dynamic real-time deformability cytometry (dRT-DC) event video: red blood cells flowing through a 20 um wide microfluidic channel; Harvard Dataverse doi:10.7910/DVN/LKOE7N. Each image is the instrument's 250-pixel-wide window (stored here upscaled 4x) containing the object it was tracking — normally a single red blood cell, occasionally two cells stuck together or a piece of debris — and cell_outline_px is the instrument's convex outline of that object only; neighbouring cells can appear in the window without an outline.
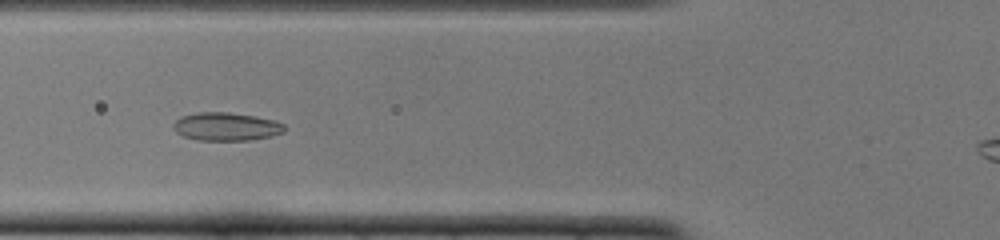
{"species": "common noctule bat (a hibernating species)", "species_latin": "Nyctalus noctula", "temperature_condition": "cold", "stored_images_in_passage": 45, "camera_frame_rate_fps": 3000, "um_per_image_px": 0.085, "animal": {"sex": "female", "body_mass_g": 22.0, "forearm_length_mm": 56.7}, "frame": {"image": 1, "passage_image": 18, "time_ms": 5.667, "image_size_px": [1000, 240], "cell_outline_px": [[284, 132], [272, 136], [252, 140], [196, 140], [184, 136], [176, 132], [172, 128], [172, 124], [180, 116], [196, 112], [228, 112], [256, 116], [276, 120], [284, 124]], "centroid_in_image_um": [19.22, 10.75], "position_along_channel_um": 106.6, "area_um2": 18.5}}
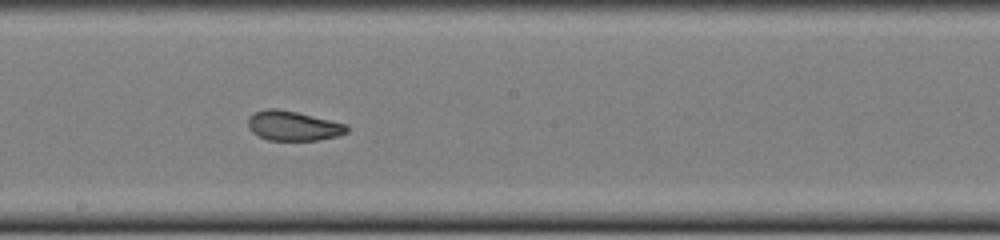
{"frame": {"image": 2, "passage_image": 27, "time_ms": 8.667, "image_size_px": [1000, 240], "cell_outline_px": [[348, 132], [340, 136], [320, 140], [268, 140], [252, 132], [248, 128], [248, 116], [252, 112], [268, 108], [276, 108], [296, 112], [348, 124]], "centroid_in_image_um": [24.92, 10.69], "position_along_channel_um": 223.3, "area_um2": 17.28}}
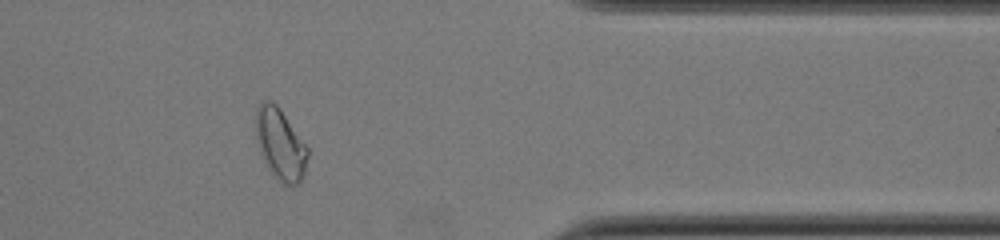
{"frame": {"image": 3, "passage_image": 41, "time_ms": 13.333, "image_size_px": [1000, 240], "cell_outline_px": [[308, 156], [304, 172], [300, 184], [280, 184], [276, 180], [268, 168], [260, 152], [256, 136], [256, 108], [264, 100], [272, 100], [280, 108], [308, 148]], "centroid_in_image_um": [23.82, 12.26], "position_along_channel_um": 387.6, "area_um2": 21.5}}